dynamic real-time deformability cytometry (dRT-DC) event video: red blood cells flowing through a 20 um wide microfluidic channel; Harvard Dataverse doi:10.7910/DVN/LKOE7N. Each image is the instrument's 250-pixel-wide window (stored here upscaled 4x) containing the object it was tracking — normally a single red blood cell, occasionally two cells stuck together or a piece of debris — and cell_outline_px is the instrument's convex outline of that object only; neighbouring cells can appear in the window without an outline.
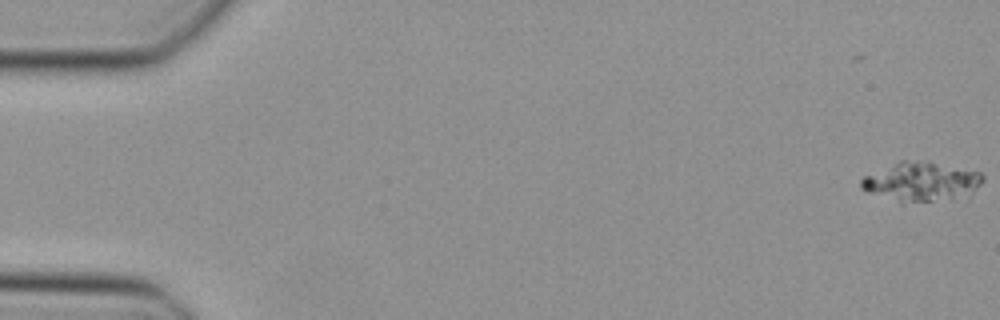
{"species": "Egyptian fruit bat (a non-hibernating species)", "species_latin": "Rousettus aegyptiacus", "temperature_condition": "cold", "stored_images_in_passage": 48, "camera_frame_rate_fps": 3000, "um_per_image_px": 0.085, "animal": {"sex": "female"}, "frame": {"image": 1, "passage_image": 1, "time_ms": 0.0, "image_size_px": [1000, 320], "cell_outline_px": [[984, 180], [972, 192], [932, 200], [900, 204], [868, 192], [860, 188], [860, 180], [864, 176], [900, 160], [928, 160], [980, 172], [984, 176]], "centroid_in_image_um": [78.23, 15.41], "position_along_channel_um": 6.8, "area_um2": 27.63}}
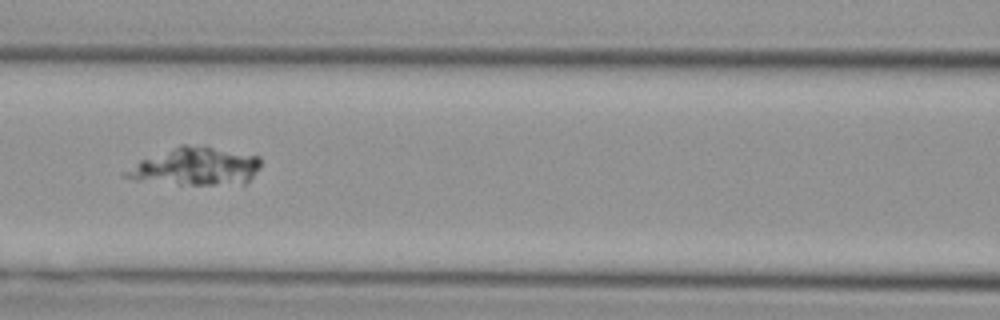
{"frame": {"image": 2, "passage_image": 22, "time_ms": 7.0, "image_size_px": [1000, 320], "cell_outline_px": [[260, 168], [244, 184], [180, 184], [140, 180], [124, 176], [120, 172], [140, 160], [180, 144], [204, 144], [260, 156]], "centroid_in_image_um": [16.65, 14.11], "position_along_channel_um": 150.0, "area_um2": 30.06}}
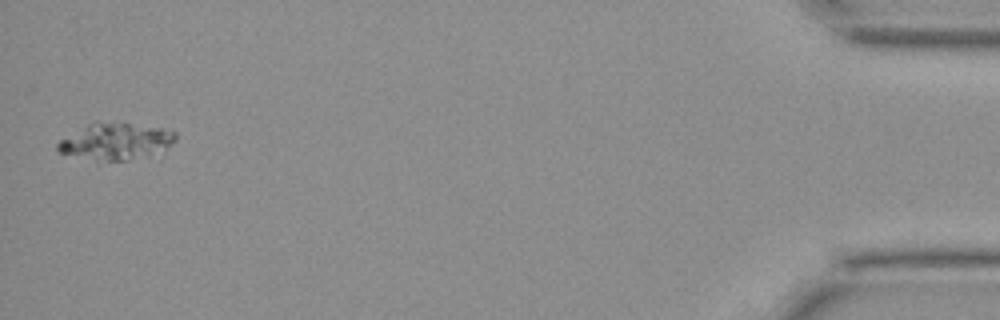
{"frame": {"image": 3, "passage_image": 48, "time_ms": 15.667, "image_size_px": [1000, 320], "cell_outline_px": [[176, 140], [164, 148], [148, 156], [128, 160], [104, 160], [56, 152], [56, 144], [60, 140], [88, 124], [96, 120], [100, 120], [160, 128], [176, 132]], "centroid_in_image_um": [9.81, 11.99], "position_along_channel_um": 425.4, "area_um2": 24.62}}